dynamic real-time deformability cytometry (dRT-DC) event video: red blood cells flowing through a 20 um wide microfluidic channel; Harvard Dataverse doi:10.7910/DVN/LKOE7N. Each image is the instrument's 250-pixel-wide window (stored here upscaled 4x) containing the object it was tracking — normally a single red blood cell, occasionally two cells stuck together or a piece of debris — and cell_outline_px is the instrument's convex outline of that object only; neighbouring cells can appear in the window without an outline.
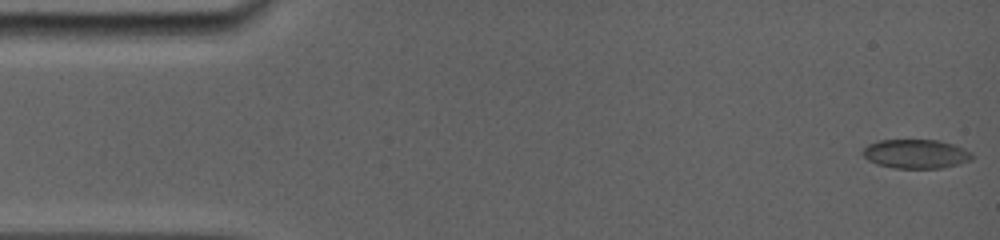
{"species": "common noctule bat (a hibernating species)", "species_latin": "Nyctalus noctula", "temperature_condition": "room temperature", "stored_images_in_passage": 55, "camera_frame_rate_fps": 5000, "um_per_image_px": 0.085, "animal": {"sex": "female", "body_mass_g": 19.0, "forearm_length_mm": 56.7}, "frame": {"image": 1, "passage_image": 1, "time_ms": 0.0, "image_size_px": [1000, 240], "cell_outline_px": [[972, 160], [960, 164], [940, 168], [892, 168], [876, 164], [868, 160], [860, 152], [868, 144], [880, 140], [940, 140], [964, 148], [972, 152]], "centroid_in_image_um": [77.84, 13.08], "position_along_channel_um": 7.2, "area_um2": 18.67}}
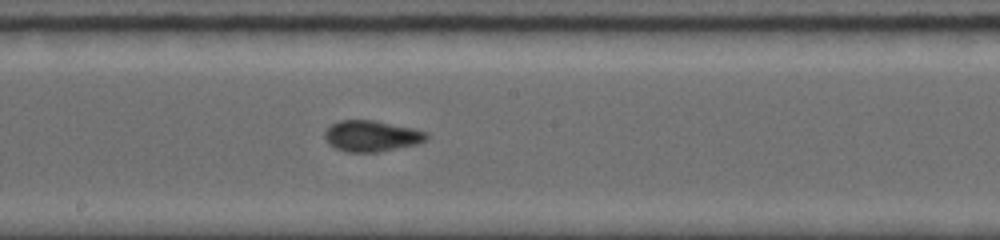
{"frame": {"image": 2, "passage_image": 32, "time_ms": 8.6, "image_size_px": [1000, 240], "cell_outline_px": [[428, 140], [416, 144], [380, 152], [344, 152], [328, 144], [324, 140], [324, 132], [332, 124], [340, 120], [376, 120], [412, 128], [428, 132]], "centroid_in_image_um": [31.57, 11.56], "position_along_channel_um": 216.6, "area_um2": 18.61}}
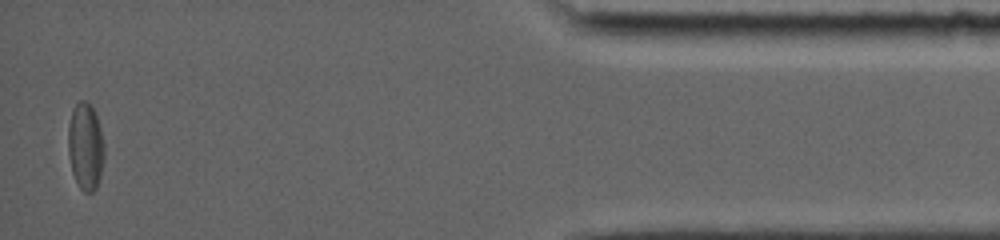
{"frame": {"image": 3, "passage_image": 54, "time_ms": 15.6, "image_size_px": [1000, 240], "cell_outline_px": [[104, 160], [100, 176], [96, 188], [92, 192], [84, 192], [80, 188], [72, 172], [68, 156], [68, 124], [72, 108], [80, 100], [88, 100], [92, 104], [100, 128], [104, 144]], "centroid_in_image_um": [7.26, 12.41], "position_along_channel_um": 427.9, "area_um2": 18.61}, "authors_computed_cell_mechanics": {"area_um2": 18.0914, "velocity_mm_per_s": 3.8563, "shape_relaxation_time_tau1_ms": 4.9809, "shape_relaxation_time_tau2_ms": 2.0077, "deformation_change_tau1": 0.1049, "deformation_change_tau2": 0.0708}}